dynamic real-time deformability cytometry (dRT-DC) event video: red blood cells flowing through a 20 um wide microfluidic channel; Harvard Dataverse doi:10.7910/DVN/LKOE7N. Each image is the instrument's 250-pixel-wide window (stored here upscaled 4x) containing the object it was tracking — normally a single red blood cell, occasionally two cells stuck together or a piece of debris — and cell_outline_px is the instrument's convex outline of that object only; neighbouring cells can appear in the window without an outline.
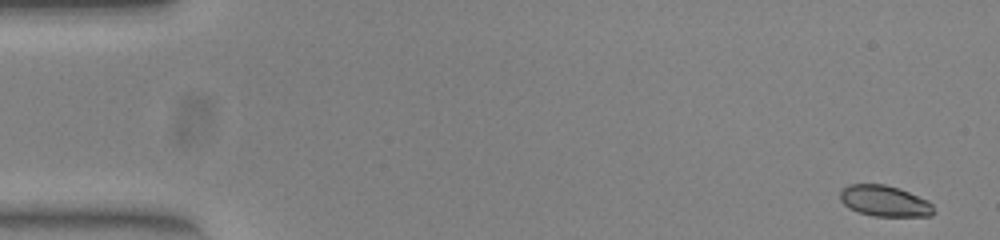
{"species": "common noctule bat (a hibernating species)", "species_latin": "Nyctalus noctula", "temperature_condition": "warm", "stored_images_in_passage": 52, "camera_frame_rate_fps": 3000, "um_per_image_px": 0.085, "animal": {"sex": "female", "body_mass_g": 23.0, "forearm_length_mm": 53.4}, "frame": {"image": 1, "passage_image": 1, "time_ms": 0.0, "image_size_px": [1000, 240], "cell_outline_px": [[936, 212], [932, 216], [872, 216], [848, 208], [840, 200], [840, 192], [848, 184], [884, 184], [908, 192], [928, 200], [932, 204]], "centroid_in_image_um": [75.2, 17.09], "position_along_channel_um": 9.8, "area_um2": 16.88}}
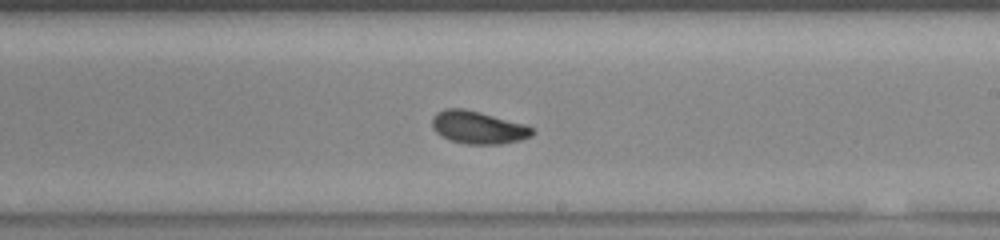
{"frame": {"image": 2, "passage_image": 30, "time_ms": 9.667, "image_size_px": [1000, 240], "cell_outline_px": [[532, 136], [520, 140], [500, 144], [464, 144], [452, 140], [436, 132], [432, 128], [432, 116], [436, 112], [444, 108], [464, 108], [480, 112], [524, 124], [532, 128]], "centroid_in_image_um": [40.6, 10.82], "position_along_channel_um": 248.4, "area_um2": 18.96}}
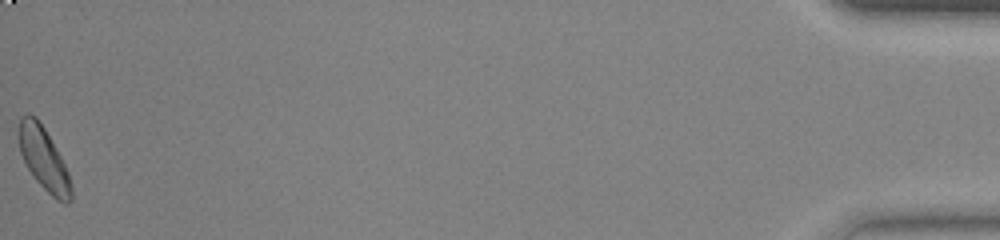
{"frame": {"image": 3, "passage_image": 52, "time_ms": 17.0, "image_size_px": [1000, 240], "cell_outline_px": [[72, 200], [68, 204], [64, 204], [56, 200], [36, 180], [28, 168], [20, 152], [20, 120], [28, 112], [36, 116], [44, 128], [60, 156], [68, 172], [72, 184]], "centroid_in_image_um": [3.76, 13.56], "position_along_channel_um": 431.4, "area_um2": 18.79}, "authors_computed_cell_mechanics": {"area_um2": 18.4093, "velocity_mm_per_s": 3.8892, "shape_relaxation_time_tau1_ms": 6.4026, "shape_relaxation_time_tau2_ms": 6.3777, "deformation_change_tau1": 0.1704, "deformation_change_tau2": 0.1075}}